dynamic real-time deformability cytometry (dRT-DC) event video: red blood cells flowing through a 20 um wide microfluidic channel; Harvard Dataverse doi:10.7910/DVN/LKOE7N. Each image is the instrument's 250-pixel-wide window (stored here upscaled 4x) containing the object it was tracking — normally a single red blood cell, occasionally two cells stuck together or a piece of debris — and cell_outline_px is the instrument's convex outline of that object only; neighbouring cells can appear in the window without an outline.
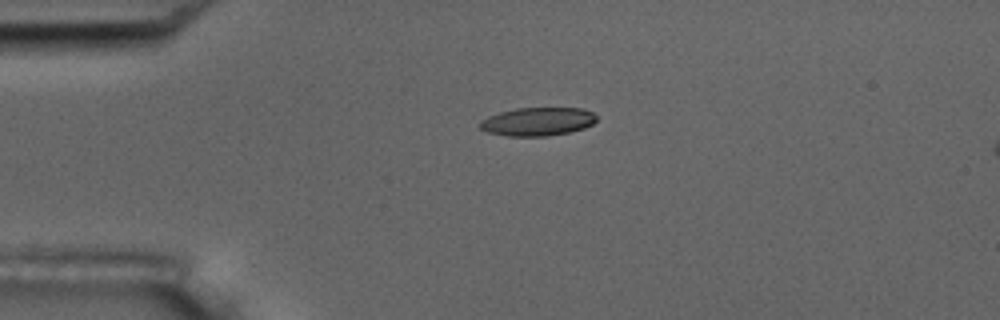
{"species": "common noctule bat (a hibernating species)", "species_latin": "Nyctalus noctula", "temperature_condition": "room temperature", "stored_images_in_passage": 6, "camera_frame_rate_fps": 3000, "um_per_image_px": 0.085, "animal": {"sex": "male", "body_mass_g": 17.5, "forearm_length_mm": 52.3}, "frame": {"image": 1, "passage_image": 6, "time_ms": 5.667, "image_size_px": [1000, 320], "cell_outline_px": [[596, 120], [592, 124], [584, 128], [568, 132], [544, 136], [508, 136], [488, 132], [480, 128], [480, 120], [488, 116], [500, 112], [516, 108], [584, 108], [592, 112], [596, 116]], "centroid_in_image_um": [45.69, 10.32], "position_along_channel_um": 39.3, "area_um2": 19.19}}